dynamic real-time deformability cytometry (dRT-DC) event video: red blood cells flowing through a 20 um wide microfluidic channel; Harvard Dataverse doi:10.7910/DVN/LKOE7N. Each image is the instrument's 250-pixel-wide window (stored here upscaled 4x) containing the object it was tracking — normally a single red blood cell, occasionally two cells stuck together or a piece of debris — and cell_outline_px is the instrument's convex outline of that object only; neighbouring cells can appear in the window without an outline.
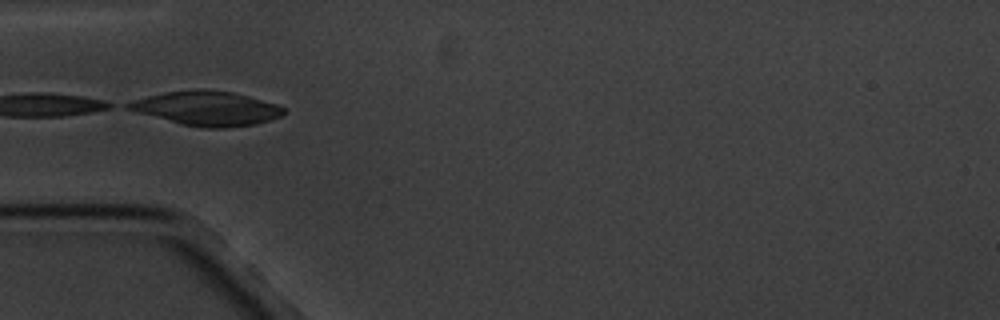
{"species": "common noctule bat (a hibernating species)", "species_latin": "Nyctalus noctula", "temperature_condition": "cold", "stored_images_in_passage": 10, "camera_frame_rate_fps": 3000, "um_per_image_px": 0.085, "animal": {"sex": "male", "body_mass_g": 20.1, "forearm_length_mm": 53.5}, "frame": {"image": 1, "passage_image": 4, "time_ms": 3.333, "image_size_px": [1000, 320], "cell_outline_px": [[284, 112], [280, 116], [256, 124], [228, 128], [204, 128], [180, 124], [136, 112], [124, 108], [124, 104], [132, 100], [164, 92], [196, 88], [204, 88], [232, 92], [248, 96], [276, 104], [284, 108]], "centroid_in_image_um": [17.52, 9.2], "position_along_channel_um": 67.5, "area_um2": 31.27}}
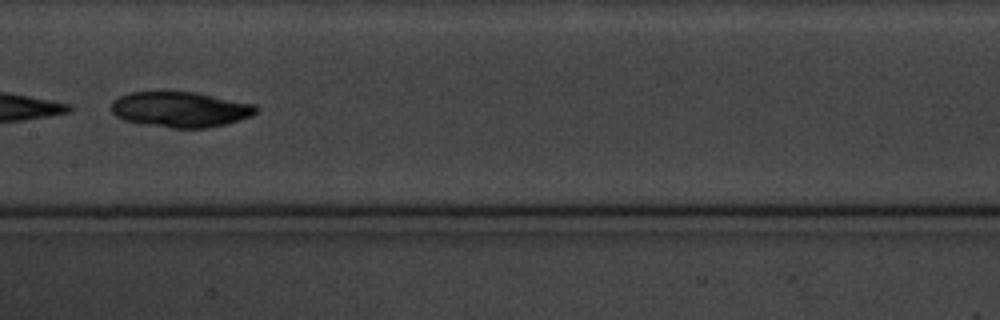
{"frame": {"image": 2, "passage_image": 7, "time_ms": 7.0, "image_size_px": [1000, 320], "cell_outline_px": [[260, 108], [252, 116], [240, 120], [224, 124], [204, 128], [172, 128], [140, 124], [124, 120], [116, 116], [108, 108], [112, 100], [128, 92], [192, 92], [256, 104]], "centroid_in_image_um": [15.29, 9.31], "position_along_channel_um": 192.1, "area_um2": 30.11}}
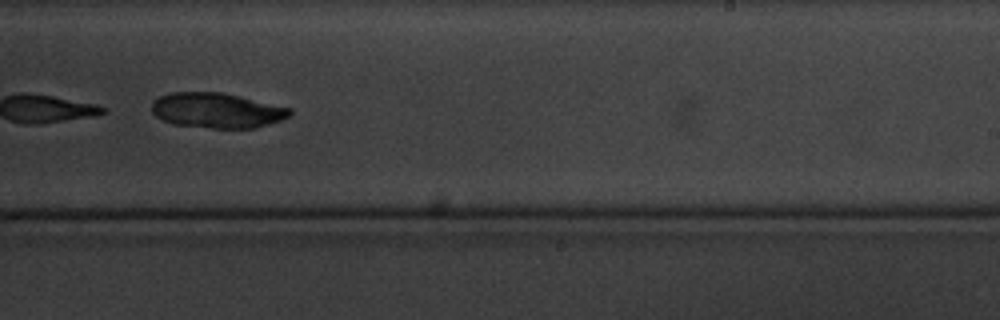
{"frame": {"image": 3, "passage_image": 9, "time_ms": 9.333, "image_size_px": [1000, 320], "cell_outline_px": [[292, 112], [288, 116], [280, 120], [268, 124], [252, 128], [212, 128], [176, 124], [164, 120], [156, 116], [152, 112], [152, 104], [160, 96], [172, 92], [220, 92], [292, 108]], "centroid_in_image_um": [18.44, 9.38], "position_along_channel_um": 270.6, "area_um2": 27.86}}